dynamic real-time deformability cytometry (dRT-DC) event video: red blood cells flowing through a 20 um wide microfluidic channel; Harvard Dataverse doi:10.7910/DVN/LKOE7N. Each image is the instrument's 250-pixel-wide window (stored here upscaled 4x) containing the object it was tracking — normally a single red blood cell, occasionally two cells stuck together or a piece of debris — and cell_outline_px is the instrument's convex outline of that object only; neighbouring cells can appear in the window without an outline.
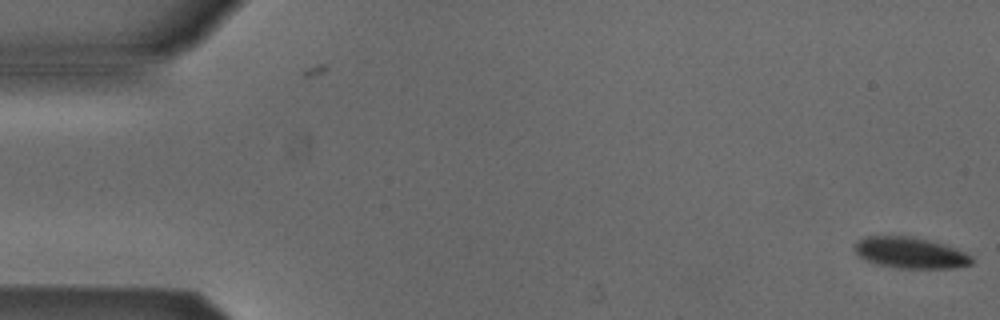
{"species": "Egyptian fruit bat (a non-hibernating species)", "species_latin": "Rousettus aegyptiacus", "temperature_condition": "cold", "stored_images_in_passage": 5, "camera_frame_rate_fps": 3000, "um_per_image_px": 0.085, "animal": {"sex": "male"}, "frame": {"image": 1, "passage_image": 1, "time_ms": 0.0, "image_size_px": [1000, 320], "cell_outline_px": [[972, 264], [956, 268], [900, 268], [876, 264], [860, 256], [856, 252], [856, 244], [864, 236], [908, 236], [944, 244], [956, 248], [972, 256]], "centroid_in_image_um": [77.42, 21.49], "position_along_channel_um": 7.6, "area_um2": 20.92}}
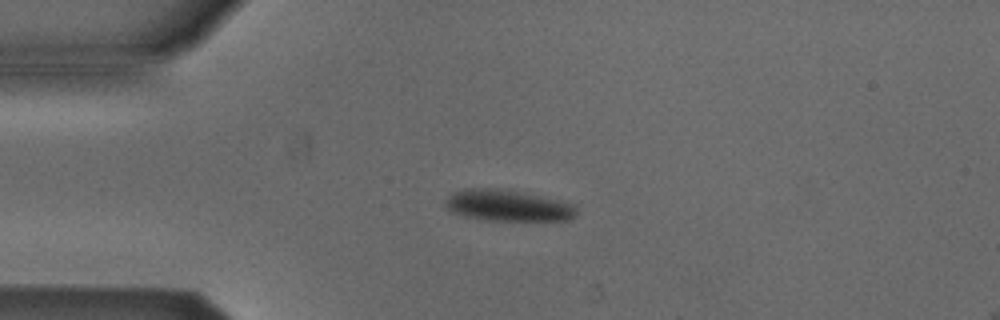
{"frame": {"image": 2, "passage_image": 4, "time_ms": 1.0, "image_size_px": [1000, 320], "cell_outline_px": [[576, 216], [568, 220], [488, 220], [464, 216], [452, 212], [444, 204], [444, 200], [448, 196], [464, 188], [496, 188], [524, 192], [560, 200], [576, 204]], "centroid_in_image_um": [43.18, 17.46], "position_along_channel_um": 41.8, "area_um2": 23.99}}